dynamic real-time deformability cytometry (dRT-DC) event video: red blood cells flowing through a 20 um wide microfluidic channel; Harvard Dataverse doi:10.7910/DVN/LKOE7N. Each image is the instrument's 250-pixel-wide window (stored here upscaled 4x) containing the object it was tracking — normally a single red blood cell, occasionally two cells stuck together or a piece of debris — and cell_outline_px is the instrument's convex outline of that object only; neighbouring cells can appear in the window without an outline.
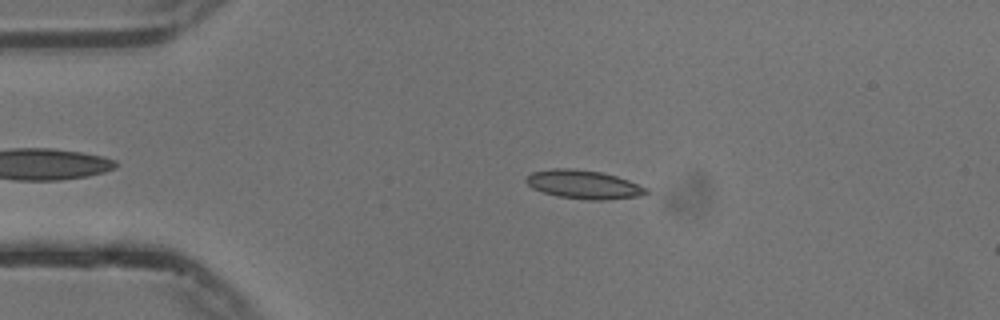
{"species": "common noctule bat (a hibernating species)", "species_latin": "Nyctalus noctula", "temperature_condition": "cold", "stored_images_in_passage": 12, "camera_frame_rate_fps": 3000, "um_per_image_px": 0.085, "animal": {"sex": "male", "body_mass_g": 13.3}, "frame": {"image": 1, "passage_image": 11, "time_ms": 3.333, "image_size_px": [1000, 320], "cell_outline_px": [[648, 192], [640, 196], [608, 200], [588, 200], [556, 196], [532, 188], [524, 180], [532, 172], [552, 168], [572, 168], [600, 172], [616, 176], [628, 180], [648, 188]], "centroid_in_image_um": [49.61, 15.69], "position_along_channel_um": 35.4, "area_um2": 20.06}}